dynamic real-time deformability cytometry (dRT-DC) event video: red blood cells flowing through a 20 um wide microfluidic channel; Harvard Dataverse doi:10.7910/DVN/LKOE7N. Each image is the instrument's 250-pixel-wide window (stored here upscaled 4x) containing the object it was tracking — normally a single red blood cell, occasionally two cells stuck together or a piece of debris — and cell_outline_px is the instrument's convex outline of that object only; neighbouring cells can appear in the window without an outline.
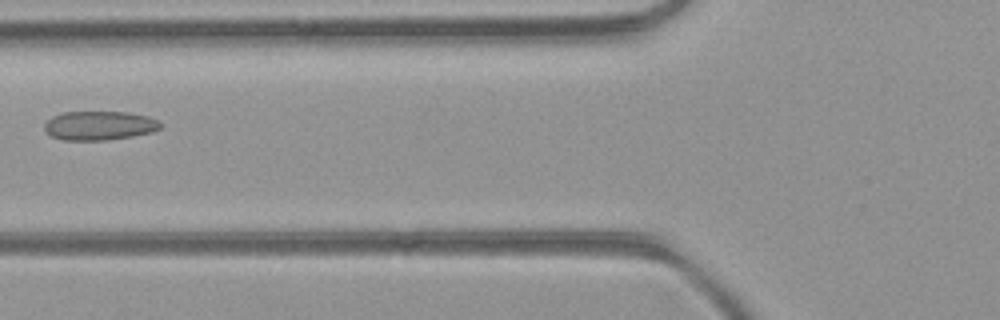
{"species": "common noctule bat (a hibernating species)", "species_latin": "Nyctalus noctula", "temperature_condition": "room temperature", "stored_images_in_passage": 6, "camera_frame_rate_fps": 3000, "um_per_image_px": 0.085, "animal": {"sex": "female", "body_mass_g": 21.9}, "frame": {"image": 1, "passage_image": 6, "time_ms": 1.667, "image_size_px": [1000, 320], "cell_outline_px": [[164, 124], [160, 128], [152, 132], [132, 136], [108, 140], [64, 140], [52, 136], [44, 128], [44, 124], [52, 116], [64, 112], [128, 112], [148, 116]], "centroid_in_image_um": [8.47, 10.67], "position_along_channel_um": 117.3, "area_um2": 19.59}}